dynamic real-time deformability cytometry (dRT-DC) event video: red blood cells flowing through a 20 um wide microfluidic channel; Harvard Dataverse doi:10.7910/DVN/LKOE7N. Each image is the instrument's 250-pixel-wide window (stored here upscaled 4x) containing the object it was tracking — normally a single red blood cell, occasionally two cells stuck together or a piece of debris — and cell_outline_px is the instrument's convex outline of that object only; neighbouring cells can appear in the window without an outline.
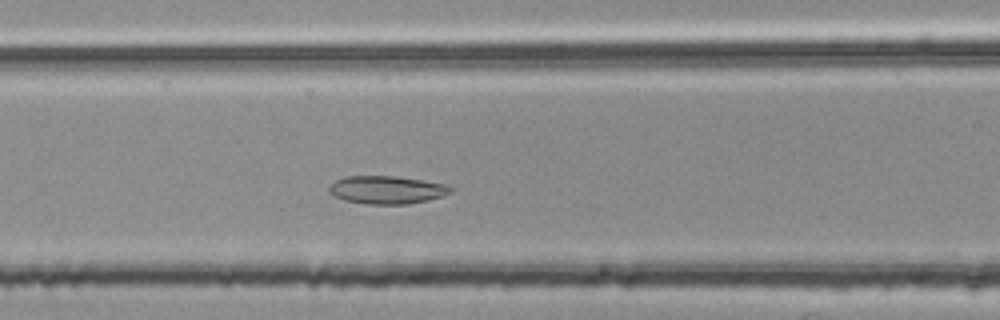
{"species": "common noctule bat (a hibernating species)", "species_latin": "Nyctalus noctula", "temperature_condition": "room temperature", "stored_images_in_passage": 38, "camera_frame_rate_fps": 3000, "um_per_image_px": 0.085, "animal": {"sex": "female", "body_mass_g": 25.1}, "frame": {"image": 1, "passage_image": 9, "time_ms": 2.667, "image_size_px": [1000, 320], "cell_outline_px": [[452, 188], [448, 192], [440, 196], [428, 200], [408, 204], [368, 204], [344, 200], [328, 192], [328, 188], [336, 180], [344, 176], [396, 176], [444, 184]], "centroid_in_image_um": [32.81, 16.13], "position_along_channel_um": 133.8, "area_um2": 19.48}}
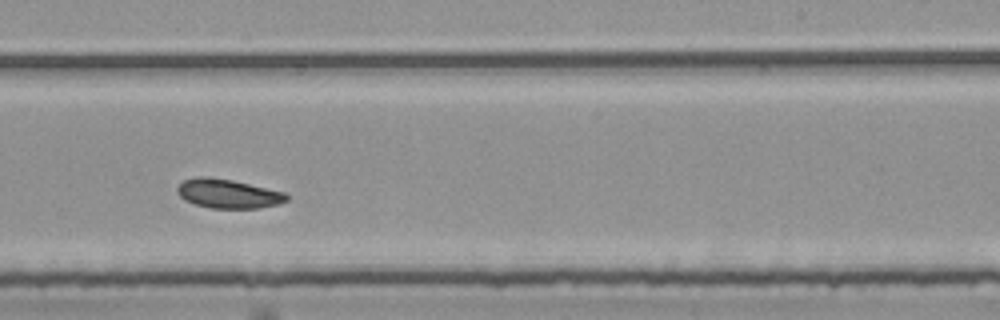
{"frame": {"image": 2, "passage_image": 20, "time_ms": 6.333, "image_size_px": [1000, 320], "cell_outline_px": [[288, 200], [276, 204], [260, 208], [212, 208], [196, 204], [184, 200], [176, 192], [176, 188], [184, 180], [196, 176], [204, 176], [232, 180], [284, 192], [288, 196]], "centroid_in_image_um": [19.35, 16.46], "position_along_channel_um": 269.6, "area_um2": 18.38}}
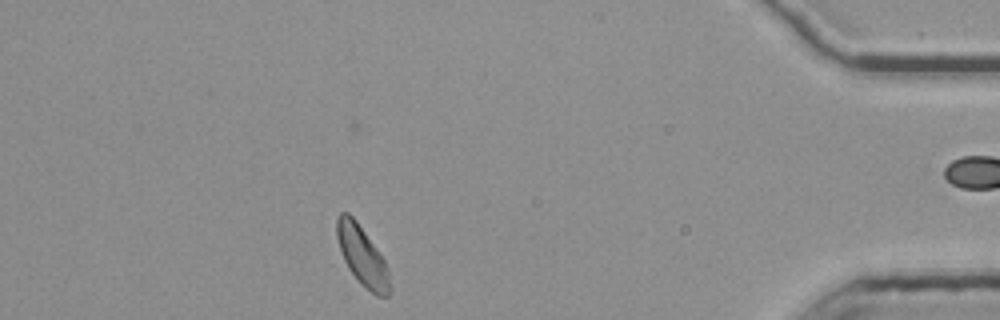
{"frame": {"image": 3, "passage_image": 35, "time_ms": 11.333, "image_size_px": [1000, 320], "cell_outline_px": [[392, 292], [388, 296], [376, 296], [348, 268], [344, 260], [336, 236], [336, 220], [340, 212], [348, 212], [356, 220], [376, 248], [384, 260], [388, 268], [392, 288]], "centroid_in_image_um": [30.81, 21.74], "position_along_channel_um": 404.4, "area_um2": 18.03}, "authors_computed_cell_mechanics": {"area_um2": 18.4671, "velocity_mm_per_s": 3.7187, "shape_relaxation_time_tau1_ms": 4.7168, "shape_relaxation_time_tau2_ms": 5.4287, "deformation_change_tau1": 0.0953, "deformation_change_tau2": 0.1006}}